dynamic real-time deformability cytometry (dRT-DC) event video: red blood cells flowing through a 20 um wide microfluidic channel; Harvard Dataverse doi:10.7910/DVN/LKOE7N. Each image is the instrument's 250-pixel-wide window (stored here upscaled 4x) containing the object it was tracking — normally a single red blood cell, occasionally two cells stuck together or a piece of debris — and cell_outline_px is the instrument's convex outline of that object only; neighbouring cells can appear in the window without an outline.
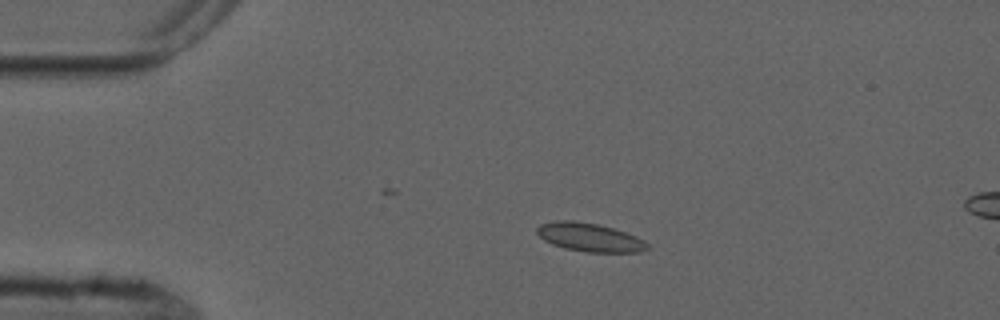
{"species": "common noctule bat (a hibernating species)", "species_latin": "Nyctalus noctula", "temperature_condition": "cold", "stored_images_in_passage": 5, "camera_frame_rate_fps": 3000, "um_per_image_px": 0.085, "animal": {"sex": "male", "forearm_length_mm": 52.5}, "frame": {"image": 1, "passage_image": 3, "time_ms": 2.667, "image_size_px": [1000, 320], "cell_outline_px": [[652, 248], [640, 252], [584, 252], [564, 248], [552, 244], [544, 240], [536, 232], [536, 228], [540, 224], [556, 220], [572, 220], [600, 224], [636, 236], [644, 240]], "centroid_in_image_um": [50.13, 20.17], "position_along_channel_um": 34.9, "area_um2": 18.5}}